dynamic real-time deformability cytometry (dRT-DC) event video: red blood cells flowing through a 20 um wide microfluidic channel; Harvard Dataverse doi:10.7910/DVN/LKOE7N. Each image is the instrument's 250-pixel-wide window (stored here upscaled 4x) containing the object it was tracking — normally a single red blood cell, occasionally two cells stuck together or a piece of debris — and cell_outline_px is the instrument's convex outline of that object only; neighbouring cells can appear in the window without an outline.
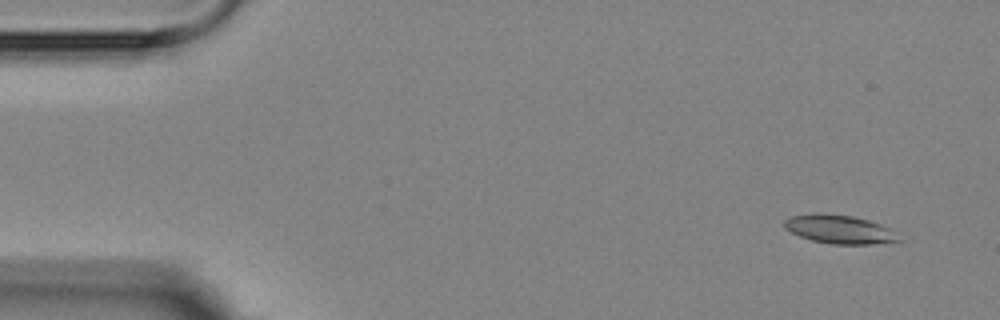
{"species": "Egyptian fruit bat (a non-hibernating species)", "species_latin": "Rousettus aegyptiacus", "temperature_condition": "room temperature", "stored_images_in_passage": 3, "camera_frame_rate_fps": 3000, "um_per_image_px": 0.085, "animal": {"sex": "female"}, "frame": {"image": 1, "passage_image": 1, "time_ms": 0.0, "image_size_px": [1000, 320], "cell_outline_px": [[904, 240], [868, 244], [832, 244], [812, 240], [800, 236], [784, 228], [784, 220], [792, 216], [816, 212], [852, 216], [868, 220], [880, 224], [888, 228]], "centroid_in_image_um": [71.33, 19.48], "position_along_channel_um": 13.7, "area_um2": 18.9}}